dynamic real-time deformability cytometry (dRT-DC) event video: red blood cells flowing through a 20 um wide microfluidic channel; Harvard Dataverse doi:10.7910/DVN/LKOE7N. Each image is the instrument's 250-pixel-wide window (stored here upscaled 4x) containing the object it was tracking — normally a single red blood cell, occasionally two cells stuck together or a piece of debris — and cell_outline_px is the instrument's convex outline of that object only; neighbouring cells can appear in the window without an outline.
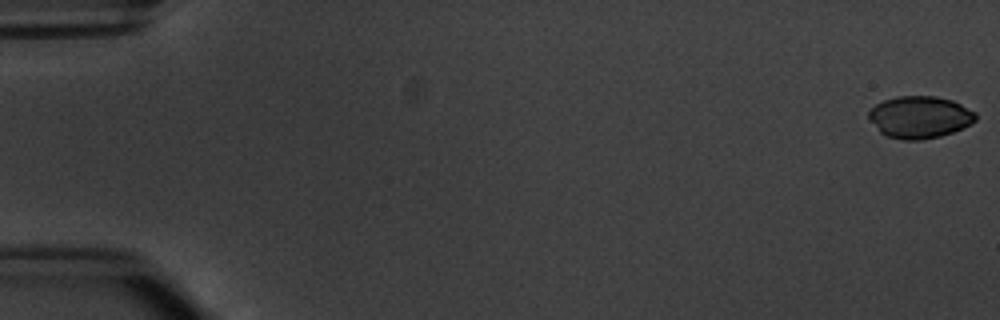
{"species": "common noctule bat (a hibernating species)", "species_latin": "Nyctalus noctula", "temperature_condition": "warm", "stored_images_in_passage": 2, "segment_of_instrument_passage": [2, 2], "camera_frame_rate_fps": 3000, "um_per_image_px": 0.085, "animal": {"sex": "male", "body_mass_g": 20.1, "forearm_length_mm": 53.5}, "frame": {"image": 1, "passage_image": 2, "time_ms": 1.333, "image_size_px": [1000, 320], "cell_outline_px": [[976, 120], [972, 124], [964, 128], [940, 136], [920, 140], [904, 140], [888, 136], [880, 132], [868, 116], [868, 112], [876, 104], [884, 100], [896, 96], [936, 96], [952, 100], [976, 112]], "centroid_in_image_um": [78.2, 9.95], "position_along_channel_um": 6.8, "area_um2": 26.18}}